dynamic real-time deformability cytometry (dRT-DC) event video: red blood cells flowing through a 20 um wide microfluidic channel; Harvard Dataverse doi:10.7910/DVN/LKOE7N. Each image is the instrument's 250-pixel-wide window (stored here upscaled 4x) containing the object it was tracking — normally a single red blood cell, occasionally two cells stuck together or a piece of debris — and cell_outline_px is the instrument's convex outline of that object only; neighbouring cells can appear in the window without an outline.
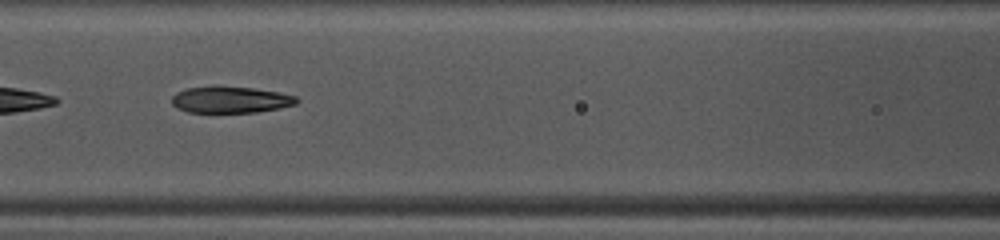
{"species": "common noctule bat (a hibernating species)", "species_latin": "Nyctalus noctula", "temperature_condition": "warm", "stored_images_in_passage": 40, "camera_frame_rate_fps": 3000, "um_per_image_px": 0.085, "animal": {"sex": "female", "body_mass_g": 10.0, "forearm_length_mm": 53.1}, "frame": {"image": 1, "passage_image": 18, "time_ms": 5.667, "image_size_px": [1000, 240], "cell_outline_px": [[300, 100], [296, 104], [280, 108], [256, 112], [188, 112], [176, 108], [172, 104], [172, 96], [176, 92], [184, 88], [212, 84], [216, 84], [252, 88], [276, 92], [296, 96]], "centroid_in_image_um": [19.53, 8.44], "position_along_channel_um": 147.1, "area_um2": 19.77}, "authors_computed_cell_mechanics": {"area_um2": 20.8658, "velocity_mm_per_s": 4.1607, "shape_relaxation_time_tau1_ms": 4.551, "shape_relaxation_time_tau2_ms": 1.2824, "deformation_change_tau1": 0.1851, "deformation_change_tau2": 0.095}}